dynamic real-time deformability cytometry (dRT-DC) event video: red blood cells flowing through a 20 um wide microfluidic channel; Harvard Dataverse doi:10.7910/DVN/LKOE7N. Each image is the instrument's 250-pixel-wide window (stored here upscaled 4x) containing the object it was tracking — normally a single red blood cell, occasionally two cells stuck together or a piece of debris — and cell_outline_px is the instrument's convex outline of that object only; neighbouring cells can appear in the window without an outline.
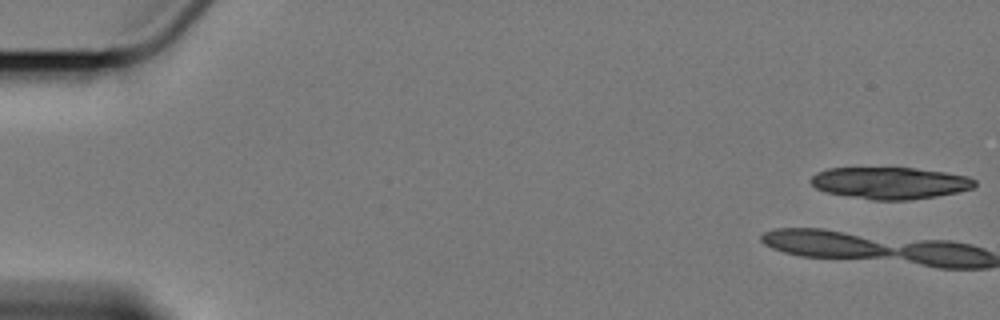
{"species": "Egyptian fruit bat (a non-hibernating species)", "species_latin": "Rousettus aegyptiacus", "temperature_condition": "cold", "stored_images_in_passage": 6, "camera_frame_rate_fps": 3000, "um_per_image_px": 0.085, "animal": {"sex": "female"}, "frame": {"image": 1, "passage_image": 1, "time_ms": 0.0, "image_size_px": [1000, 320], "cell_outline_px": [[976, 184], [972, 188], [956, 192], [936, 196], [908, 200], [872, 200], [848, 196], [828, 192], [816, 188], [808, 180], [816, 172], [828, 168], [916, 168], [944, 172], [968, 176], [976, 180]], "centroid_in_image_um": [75.64, 15.55], "position_along_channel_um": 9.4, "area_um2": 30.35}}